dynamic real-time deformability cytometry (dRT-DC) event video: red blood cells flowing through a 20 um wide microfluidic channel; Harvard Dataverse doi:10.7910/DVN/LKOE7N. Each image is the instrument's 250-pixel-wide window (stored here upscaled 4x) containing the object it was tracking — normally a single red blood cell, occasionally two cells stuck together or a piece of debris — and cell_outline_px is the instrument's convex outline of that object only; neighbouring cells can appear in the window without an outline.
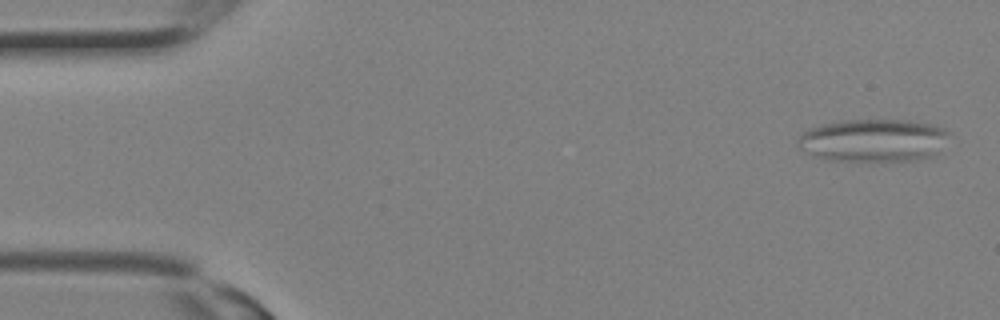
{"species": "Egyptian fruit bat (a non-hibernating species)", "species_latin": "Rousettus aegyptiacus", "temperature_condition": "room temperature", "stored_images_in_passage": 10, "camera_frame_rate_fps": 3000, "um_per_image_px": 0.085, "animal": {"sex": "female"}, "frame": {"image": 1, "passage_image": 1, "time_ms": 0.0, "image_size_px": [1000, 320], "cell_outline_px": [[948, 132], [936, 152], [928, 156], [912, 160], [884, 164], [828, 160], [816, 156], [796, 148], [796, 140], [804, 132], [812, 128], [824, 124], [844, 120], [908, 120], [928, 124], [944, 128]], "centroid_in_image_um": [74.14, 11.98], "position_along_channel_um": 10.9, "area_um2": 38.09}}
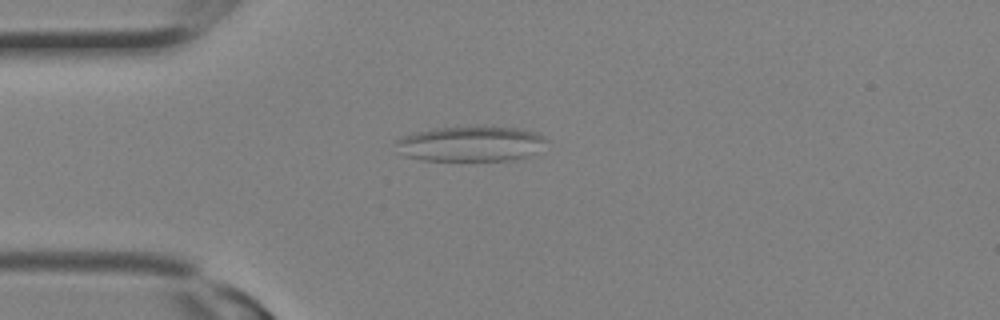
{"frame": {"image": 2, "passage_image": 7, "time_ms": 2.0, "image_size_px": [1000, 320], "cell_outline_px": [[548, 140], [532, 152], [524, 156], [512, 160], [424, 160], [404, 156], [396, 152], [392, 140], [400, 136], [412, 132], [432, 128], [476, 124], [516, 128], [536, 132], [544, 136]], "centroid_in_image_um": [39.85, 12.17], "position_along_channel_um": 45.2, "area_um2": 31.79}}